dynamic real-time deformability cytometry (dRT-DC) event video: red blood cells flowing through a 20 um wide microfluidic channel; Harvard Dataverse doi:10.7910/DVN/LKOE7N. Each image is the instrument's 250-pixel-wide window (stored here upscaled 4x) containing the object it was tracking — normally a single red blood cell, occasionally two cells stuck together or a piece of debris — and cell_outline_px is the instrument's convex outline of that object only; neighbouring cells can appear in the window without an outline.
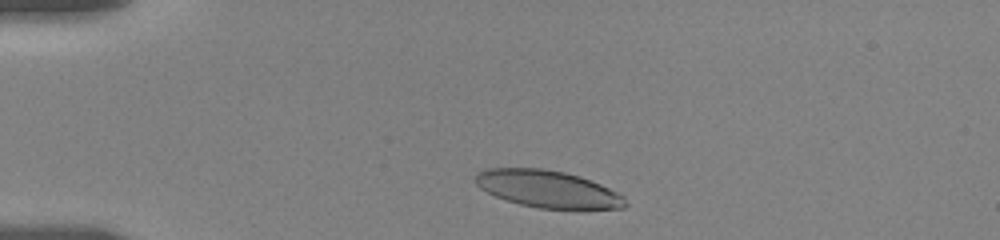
{"species": "human", "species_latin": "Homo sapiens", "temperature_condition": "room temperature", "stored_images_in_passage": 19, "camera_frame_rate_fps": 3000, "um_per_image_px": 0.085, "donor": {"sex": "female"}, "frame": {"image": 1, "passage_image": 5, "time_ms": 1.0, "image_size_px": [1000, 240], "cell_outline_px": [[628, 204], [624, 208], [580, 212], [576, 212], [540, 208], [520, 204], [496, 196], [480, 188], [472, 180], [476, 172], [484, 168], [540, 168], [564, 172], [580, 176], [600, 184], [624, 196]], "centroid_in_image_um": [46.61, 16.11], "position_along_channel_um": 38.4, "area_um2": 33.52}}
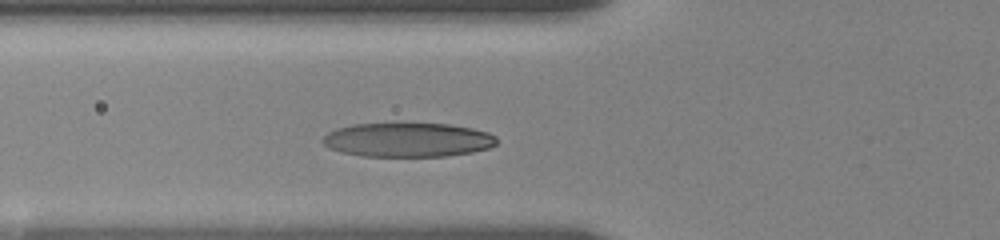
{"frame": {"image": 2, "passage_image": 17, "time_ms": 3.667, "image_size_px": [1000, 240], "cell_outline_px": [[496, 144], [488, 148], [472, 152], [444, 156], [364, 156], [340, 152], [328, 148], [320, 140], [328, 132], [336, 128], [352, 124], [448, 124], [472, 128], [488, 132], [496, 136]], "centroid_in_image_um": [34.63, 11.89], "position_along_channel_um": 91.2, "area_um2": 34.56}}